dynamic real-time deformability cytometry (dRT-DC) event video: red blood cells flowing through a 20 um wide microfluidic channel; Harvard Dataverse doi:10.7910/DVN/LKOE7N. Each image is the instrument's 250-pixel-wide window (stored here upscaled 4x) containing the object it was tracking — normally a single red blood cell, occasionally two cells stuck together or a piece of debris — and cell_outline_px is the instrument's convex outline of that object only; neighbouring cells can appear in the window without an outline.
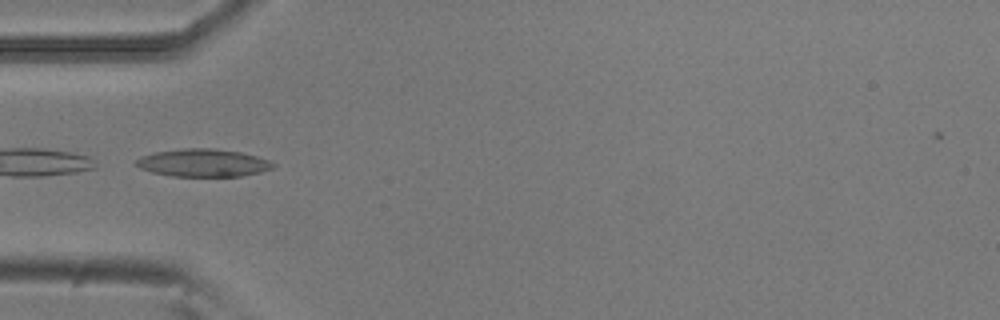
{"species": "common noctule bat (a hibernating species)", "species_latin": "Nyctalus noctula", "temperature_condition": "room temperature", "stored_images_in_passage": 10, "camera_frame_rate_fps": 3000, "um_per_image_px": 0.085, "animal": {"sex": "male", "body_mass_g": 20.5, "forearm_length_mm": 52.5}, "frame": {"image": 1, "passage_image": 1, "time_ms": 0.0, "image_size_px": [1000, 320], "cell_outline_px": [[276, 164], [272, 168], [260, 172], [240, 176], [172, 176], [152, 172], [140, 168], [136, 164], [136, 160], [140, 156], [156, 152], [184, 148], [212, 148], [240, 152], [256, 156], [268, 160]], "centroid_in_image_um": [17.26, 13.84], "position_along_channel_um": 67.7, "area_um2": 21.96}}
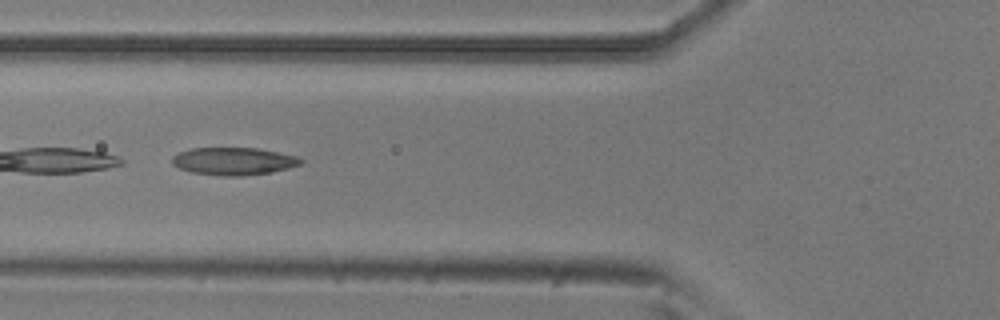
{"frame": {"image": 2, "passage_image": 4, "time_ms": 1.0, "image_size_px": [1000, 320], "cell_outline_px": [[304, 160], [300, 164], [288, 168], [272, 172], [240, 176], [224, 176], [192, 172], [180, 168], [172, 164], [172, 156], [180, 152], [192, 148], [256, 148], [296, 156]], "centroid_in_image_um": [19.85, 13.7], "position_along_channel_um": 106.0, "area_um2": 20.46}}
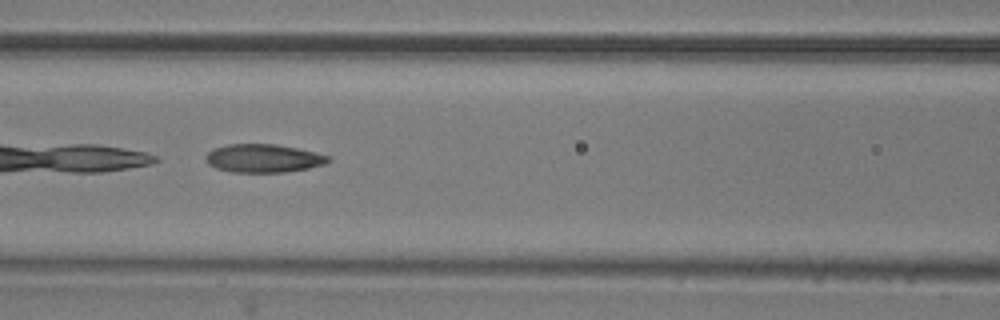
{"frame": {"image": 3, "passage_image": 7, "time_ms": 2.0, "image_size_px": [1000, 320], "cell_outline_px": [[332, 160], [324, 164], [308, 168], [284, 172], [232, 172], [216, 168], [208, 164], [204, 156], [212, 148], [228, 144], [276, 144], [316, 152], [332, 156]], "centroid_in_image_um": [22.39, 13.45], "position_along_channel_um": 144.2, "area_um2": 20.35}}